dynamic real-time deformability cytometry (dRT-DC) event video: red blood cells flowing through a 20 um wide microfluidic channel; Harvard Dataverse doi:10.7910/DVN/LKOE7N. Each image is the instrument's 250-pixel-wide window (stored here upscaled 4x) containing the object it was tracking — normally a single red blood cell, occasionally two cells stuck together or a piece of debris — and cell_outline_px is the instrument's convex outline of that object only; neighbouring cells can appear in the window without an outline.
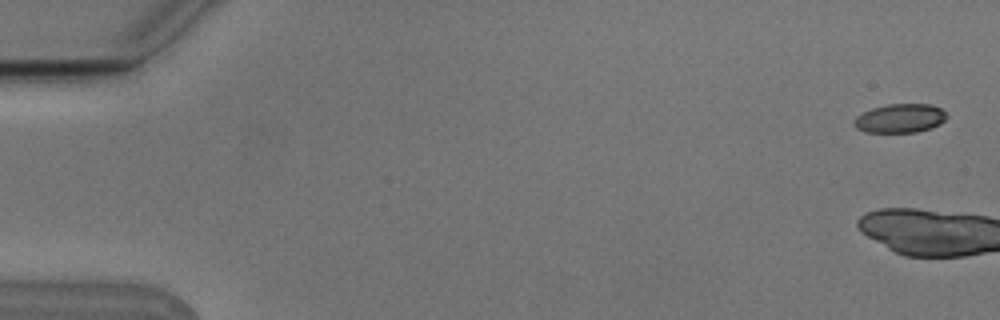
{"species": "Egyptian fruit bat (a non-hibernating species)", "species_latin": "Rousettus aegyptiacus", "temperature_condition": "cold", "stored_images_in_passage": 9, "camera_frame_rate_fps": 3000, "um_per_image_px": 0.085, "animal": {"sex": "male"}, "frame": {"image": 1, "passage_image": 1, "time_ms": 0.0, "image_size_px": [1000, 320], "cell_outline_px": [[948, 116], [940, 124], [916, 132], [864, 132], [856, 128], [852, 124], [852, 120], [856, 116], [872, 108], [888, 104], [932, 104], [940, 108]], "centroid_in_image_um": [76.46, 10.05], "position_along_channel_um": 8.5, "area_um2": 15.61}}
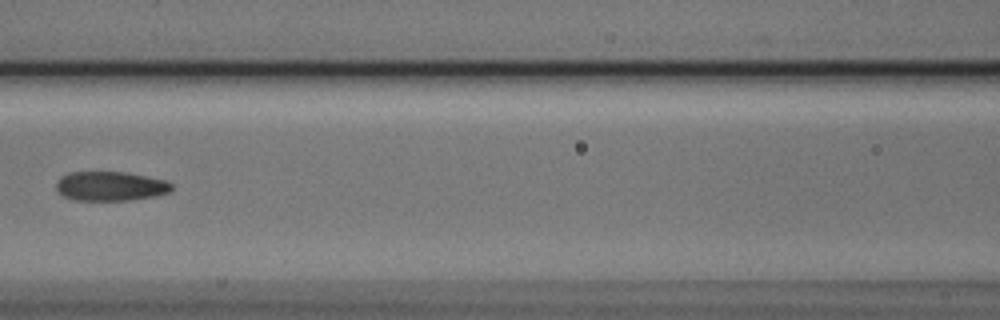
{"frame": {"image": 2, "passage_image": 9, "time_ms": 2.667, "image_size_px": [1000, 320], "cell_outline_px": [[172, 188], [168, 192], [152, 196], [128, 200], [72, 200], [56, 192], [56, 180], [60, 176], [68, 172], [124, 172], [164, 180], [172, 184]], "centroid_in_image_um": [9.29, 15.82], "position_along_channel_um": 157.3, "area_um2": 19.65}}